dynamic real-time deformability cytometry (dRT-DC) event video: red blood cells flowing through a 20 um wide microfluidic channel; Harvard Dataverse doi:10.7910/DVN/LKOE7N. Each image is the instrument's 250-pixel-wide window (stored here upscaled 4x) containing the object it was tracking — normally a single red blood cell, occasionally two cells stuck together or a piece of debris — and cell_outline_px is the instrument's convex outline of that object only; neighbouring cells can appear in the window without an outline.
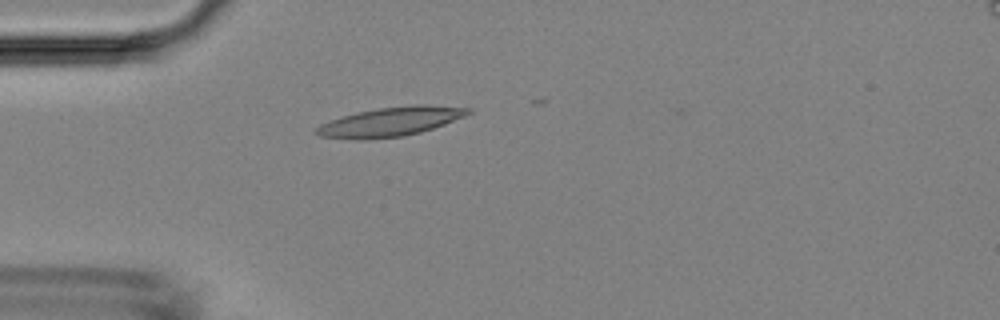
{"species": "Egyptian fruit bat (a non-hibernating species)", "species_latin": "Rousettus aegyptiacus", "temperature_condition": "room temperature", "stored_images_in_passage": 5, "camera_frame_rate_fps": 3000, "um_per_image_px": 0.085, "animal": {"sex": "female"}, "frame": {"image": 1, "passage_image": 4, "time_ms": 3.333, "image_size_px": [1000, 320], "cell_outline_px": [[472, 112], [464, 116], [444, 124], [420, 132], [404, 136], [364, 140], [356, 140], [320, 136], [312, 132], [320, 124], [356, 112], [380, 108], [412, 104], [428, 104], [472, 108]], "centroid_in_image_um": [33.19, 10.34], "position_along_channel_um": 51.8, "area_um2": 25.84}}